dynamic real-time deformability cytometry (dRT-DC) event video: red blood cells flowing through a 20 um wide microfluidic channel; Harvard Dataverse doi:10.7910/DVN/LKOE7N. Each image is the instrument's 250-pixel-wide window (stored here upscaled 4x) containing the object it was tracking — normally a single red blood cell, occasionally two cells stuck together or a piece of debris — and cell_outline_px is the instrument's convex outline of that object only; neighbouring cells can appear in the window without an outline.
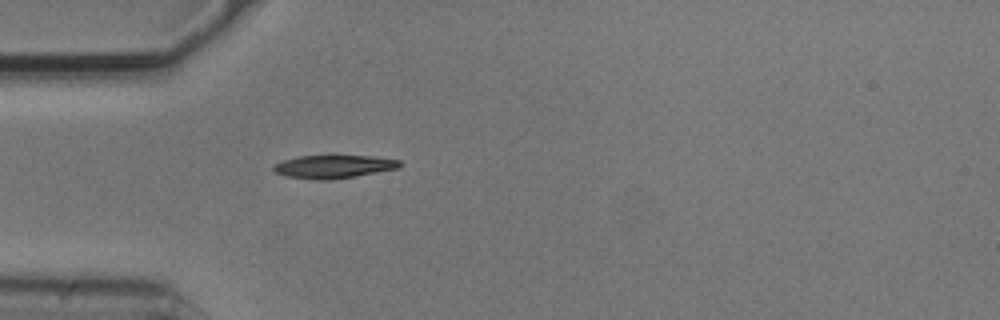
{"species": "common noctule bat (a hibernating species)", "species_latin": "Nyctalus noctula", "temperature_condition": "cold", "stored_images_in_passage": 1, "camera_frame_rate_fps": 3000, "um_per_image_px": 0.085, "animal": {"sex": "male", "body_mass_g": 20.5, "forearm_length_mm": 52.5}, "frame": {"image": 1, "passage_image": 1, "time_ms": 0.0, "image_size_px": [1000, 320], "cell_outline_px": [[400, 168], [356, 176], [328, 180], [316, 180], [288, 176], [276, 172], [272, 168], [276, 164], [284, 160], [300, 156], [372, 156], [400, 160]], "centroid_in_image_um": [28.4, 14.16], "position_along_channel_um": 56.6, "area_um2": 16.76}}